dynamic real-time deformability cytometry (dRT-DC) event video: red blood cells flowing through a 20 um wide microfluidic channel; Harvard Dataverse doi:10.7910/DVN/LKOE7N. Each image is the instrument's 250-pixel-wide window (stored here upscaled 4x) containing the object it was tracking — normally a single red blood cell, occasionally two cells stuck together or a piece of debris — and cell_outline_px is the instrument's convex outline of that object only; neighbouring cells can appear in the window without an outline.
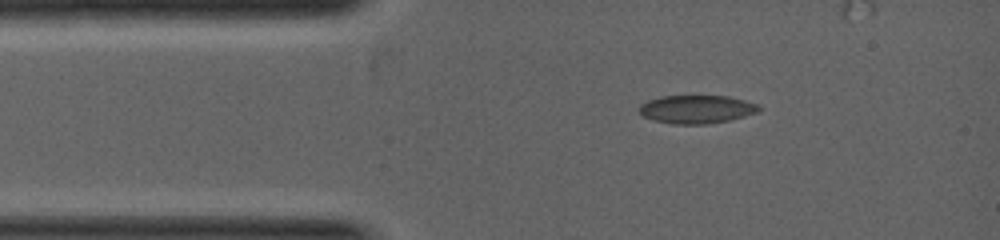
{"species": "common noctule bat (a hibernating species)", "species_latin": "Nyctalus noctula", "temperature_condition": "warm", "stored_images_in_passage": 6, "camera_frame_rate_fps": 5000, "um_per_image_px": 0.085, "animal": {"sex": "female", "body_mass_g": 19.0, "forearm_length_mm": 53.3}, "frame": {"image": 1, "passage_image": 1, "time_ms": 0.0, "image_size_px": [1000, 240], "cell_outline_px": [[760, 108], [756, 112], [744, 116], [728, 120], [704, 124], [672, 124], [652, 120], [644, 116], [640, 112], [640, 104], [648, 100], [660, 96], [728, 96], [760, 104]], "centroid_in_image_um": [59.19, 9.28], "position_along_channel_um": 25.8, "area_um2": 19.59}}
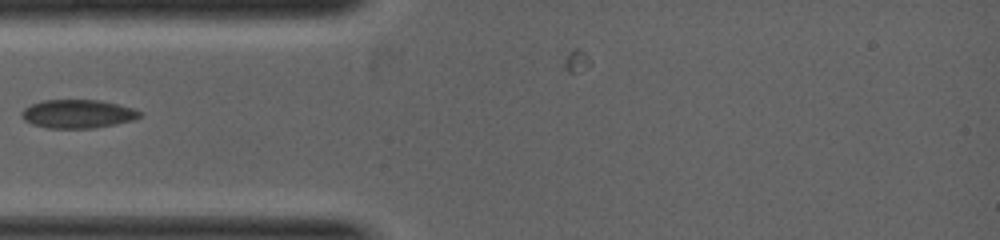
{"frame": {"image": 2, "passage_image": 4, "time_ms": 1.0, "image_size_px": [1000, 240], "cell_outline_px": [[144, 112], [140, 116], [132, 120], [116, 124], [92, 128], [52, 128], [32, 124], [24, 120], [20, 116], [20, 112], [24, 108], [32, 104], [44, 100], [100, 100], [136, 108]], "centroid_in_image_um": [6.63, 9.67], "position_along_channel_um": 78.4, "area_um2": 19.71}}